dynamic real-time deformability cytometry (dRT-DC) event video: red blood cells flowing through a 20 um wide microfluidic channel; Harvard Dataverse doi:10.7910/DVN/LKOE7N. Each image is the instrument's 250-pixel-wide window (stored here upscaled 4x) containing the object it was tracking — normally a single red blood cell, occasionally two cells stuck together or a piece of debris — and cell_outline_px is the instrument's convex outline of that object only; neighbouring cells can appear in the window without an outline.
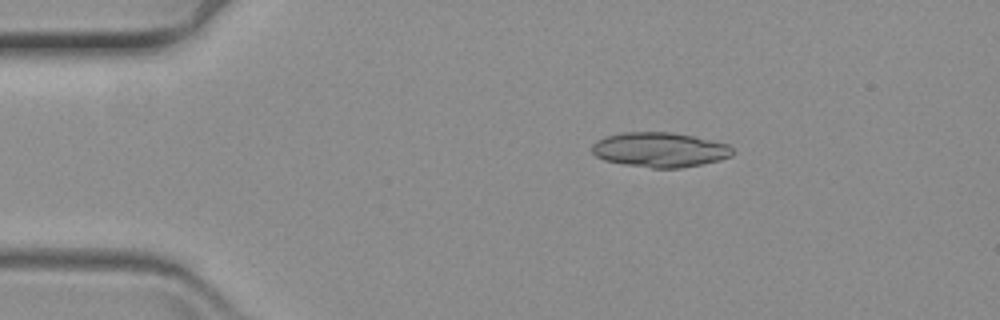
{"species": "common noctule bat (a hibernating species)", "species_latin": "Nyctalus noctula", "temperature_condition": "warm", "stored_images_in_passage": 12, "camera_frame_rate_fps": 3000, "um_per_image_px": 0.085, "animal": {"sex": "female", "body_mass_g": 19.3, "forearm_length_mm": 54.1}, "frame": {"image": 1, "passage_image": 1, "time_ms": 0.0, "image_size_px": [1000, 320], "cell_outline_px": [[736, 152], [732, 156], [720, 160], [680, 168], [652, 168], [624, 164], [604, 160], [596, 156], [592, 152], [592, 144], [596, 140], [608, 136], [624, 132], [672, 132], [692, 136], [728, 144]], "centroid_in_image_um": [56.09, 12.73], "position_along_channel_um": 28.9, "area_um2": 28.44}}